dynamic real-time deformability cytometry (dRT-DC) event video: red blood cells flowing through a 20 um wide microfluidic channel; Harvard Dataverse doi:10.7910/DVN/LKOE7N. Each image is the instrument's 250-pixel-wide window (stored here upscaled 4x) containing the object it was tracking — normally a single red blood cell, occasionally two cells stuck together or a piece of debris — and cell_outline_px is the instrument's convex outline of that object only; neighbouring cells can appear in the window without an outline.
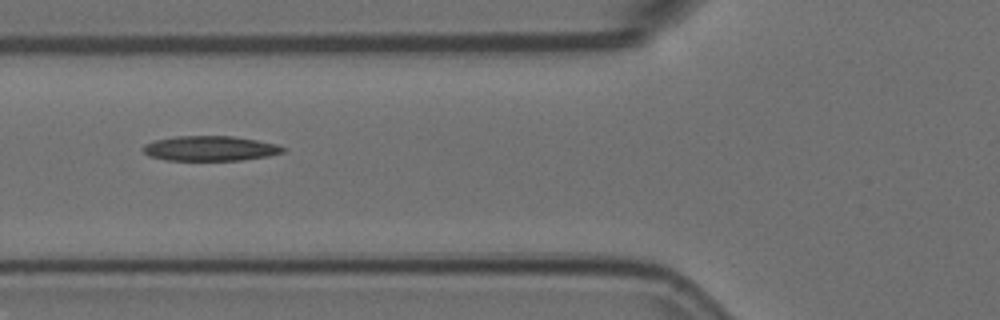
{"species": "Egyptian fruit bat (a non-hibernating species)", "species_latin": "Rousettus aegyptiacus", "temperature_condition": "room temperature", "stored_images_in_passage": 5, "camera_frame_rate_fps": 3000, "um_per_image_px": 0.085, "animal": {"sex": "female"}, "frame": {"image": 1, "passage_image": 3, "time_ms": 0.667, "image_size_px": [1000, 320], "cell_outline_px": [[288, 148], [284, 152], [268, 156], [240, 160], [164, 160], [148, 156], [140, 148], [144, 144], [156, 140], [176, 136], [232, 136], [256, 140], [276, 144]], "centroid_in_image_um": [17.84, 12.62], "position_along_channel_um": 108.0, "area_um2": 20.4}}
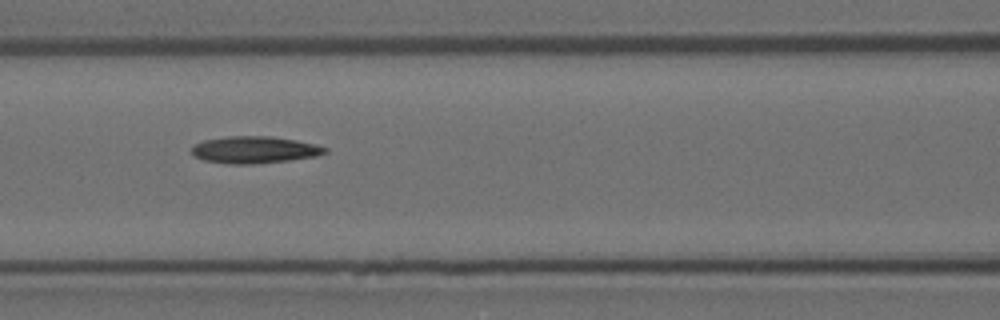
{"frame": {"image": 2, "passage_image": 4, "time_ms": 1.0, "image_size_px": [1000, 320], "cell_outline_px": [[328, 152], [316, 156], [288, 160], [252, 164], [228, 164], [204, 160], [196, 156], [192, 152], [192, 148], [196, 144], [204, 140], [228, 136], [272, 136], [296, 140], [316, 144], [328, 148]], "centroid_in_image_um": [21.67, 12.73], "position_along_channel_um": 144.9, "area_um2": 20.87}}
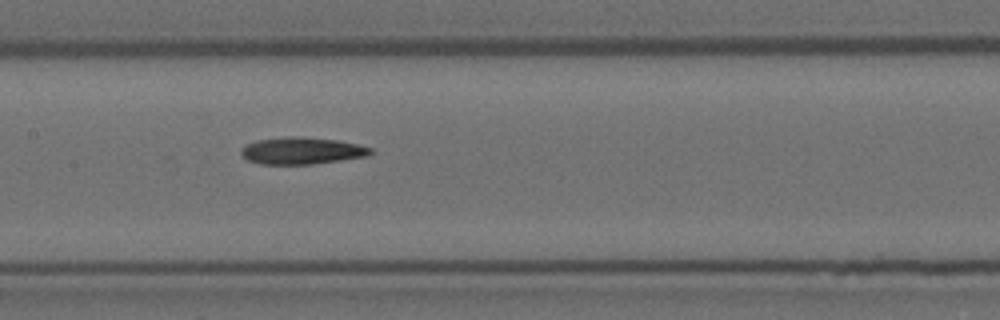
{"frame": {"image": 3, "passage_image": 5, "time_ms": 1.333, "image_size_px": [1000, 320], "cell_outline_px": [[372, 152], [364, 156], [340, 160], [312, 164], [260, 164], [248, 160], [240, 156], [240, 148], [256, 140], [288, 136], [296, 136], [336, 140], [356, 144], [372, 148]], "centroid_in_image_um": [25.57, 12.81], "position_along_channel_um": 181.8, "area_um2": 20.17}}